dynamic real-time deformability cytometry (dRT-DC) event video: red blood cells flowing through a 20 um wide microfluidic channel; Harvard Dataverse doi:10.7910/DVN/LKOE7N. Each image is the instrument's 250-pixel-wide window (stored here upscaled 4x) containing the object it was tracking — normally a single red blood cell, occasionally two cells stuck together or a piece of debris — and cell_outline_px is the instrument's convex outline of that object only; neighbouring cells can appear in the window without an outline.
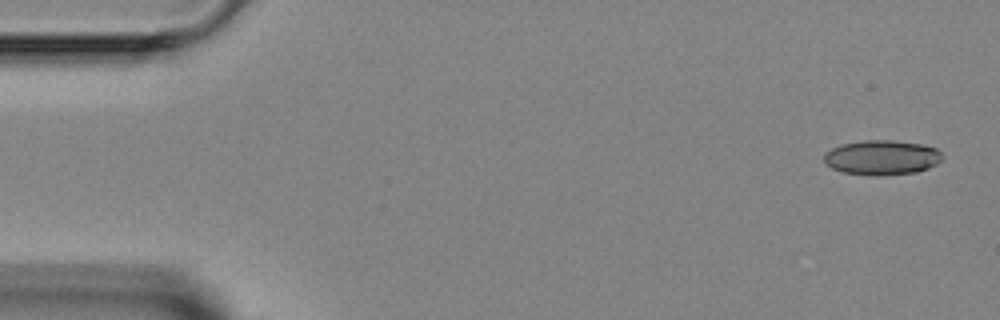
{"species": "Egyptian fruit bat (a non-hibernating species)", "species_latin": "Rousettus aegyptiacus", "temperature_condition": "room temperature", "stored_images_in_passage": 3, "camera_frame_rate_fps": 3000, "um_per_image_px": 0.085, "animal": {"sex": "female"}, "frame": {"image": 1, "passage_image": 1, "time_ms": 0.0, "image_size_px": [1000, 320], "cell_outline_px": [[944, 156], [936, 164], [928, 168], [916, 172], [876, 176], [844, 172], [832, 168], [824, 160], [824, 152], [840, 144], [864, 140], [892, 140], [920, 144], [936, 148]], "centroid_in_image_um": [74.95, 13.38], "position_along_channel_um": 10.0, "area_um2": 23.87}}